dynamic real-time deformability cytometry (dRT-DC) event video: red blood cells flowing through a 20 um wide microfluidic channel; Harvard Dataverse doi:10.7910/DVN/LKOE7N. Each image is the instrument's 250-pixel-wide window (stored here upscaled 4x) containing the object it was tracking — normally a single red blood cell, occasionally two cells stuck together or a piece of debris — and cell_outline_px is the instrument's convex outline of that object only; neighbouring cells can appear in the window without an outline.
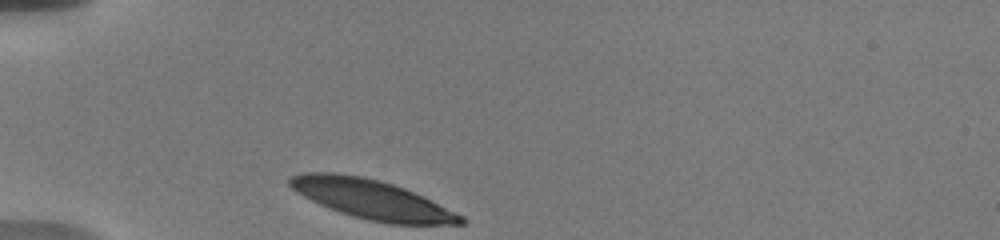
{"species": "human", "species_latin": "Homo sapiens", "temperature_condition": "warm", "stored_images_in_passage": 32, "camera_frame_rate_fps": 3000, "um_per_image_px": 0.085, "donor": {"sex": "male"}, "frame": {"image": 1, "passage_image": 1, "time_ms": 0.0, "image_size_px": [1000, 240], "cell_outline_px": [[468, 220], [464, 224], [388, 224], [368, 220], [352, 216], [340, 212], [320, 204], [296, 192], [288, 184], [288, 176], [300, 172], [332, 172], [360, 176], [380, 180], [404, 188], [424, 196], [464, 216]], "centroid_in_image_um": [31.61, 16.94], "position_along_channel_um": 53.4, "area_um2": 39.25}}
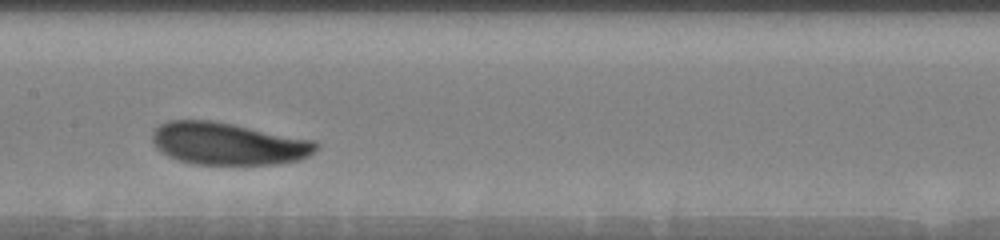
{"frame": {"image": 2, "passage_image": 14, "time_ms": 4.333, "image_size_px": [1000, 240], "cell_outline_px": [[320, 148], [308, 156], [300, 160], [276, 164], [196, 164], [180, 160], [168, 156], [160, 152], [156, 148], [152, 140], [152, 132], [160, 124], [168, 120], [212, 120], [316, 140], [320, 144]], "centroid_in_image_um": [19.42, 12.21], "position_along_channel_um": 188.0, "area_um2": 40.63}}
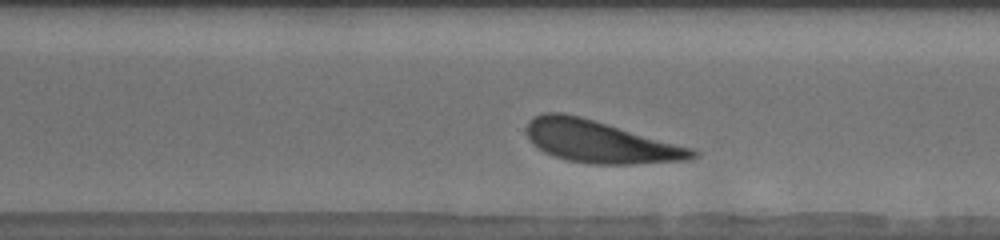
{"frame": {"image": 3, "passage_image": 25, "time_ms": 8.0, "image_size_px": [1000, 240], "cell_outline_px": [[700, 156], [688, 160], [632, 164], [592, 164], [568, 160], [552, 156], [544, 152], [532, 144], [528, 136], [528, 124], [536, 116], [544, 112], [560, 112], [580, 116], [692, 148], [700, 152]], "centroid_in_image_um": [51.03, 12.06], "position_along_channel_um": 319.6, "area_um2": 40.34}, "authors_computed_cell_mechanics": {"area_um2": 40.6334, "velocity_mm_per_s": 3.5946, "shape_relaxation_time_tau1_ms": 1.7253, "shape_relaxation_time_tau2_ms": 7.1897, "deformation_change_tau1": 0.0889, "deformation_change_tau2": 0.1855}}